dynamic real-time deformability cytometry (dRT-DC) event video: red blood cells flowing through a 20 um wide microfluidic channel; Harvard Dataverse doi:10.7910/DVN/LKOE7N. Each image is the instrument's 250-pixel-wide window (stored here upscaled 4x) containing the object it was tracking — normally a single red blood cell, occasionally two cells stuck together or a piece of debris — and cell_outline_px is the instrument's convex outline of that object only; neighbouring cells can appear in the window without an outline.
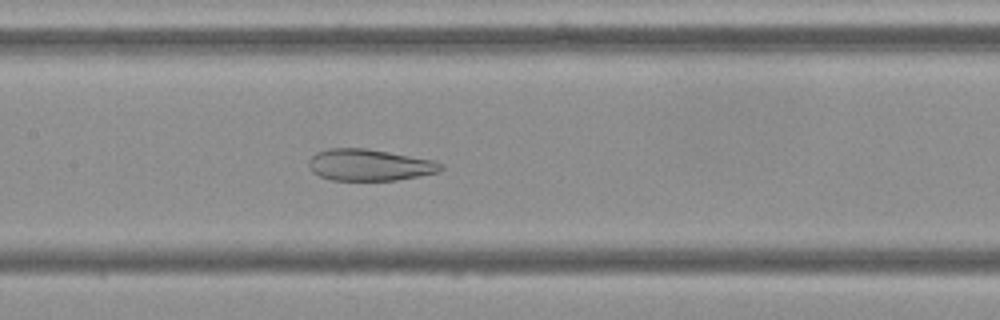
{"species": "Egyptian fruit bat (a non-hibernating species)", "species_latin": "Rousettus aegyptiacus", "temperature_condition": "cold", "stored_images_in_passage": 55, "camera_frame_rate_fps": 3000, "um_per_image_px": 0.085, "frame": {"image": 1, "passage_image": 26, "time_ms": 8.333, "image_size_px": [1000, 320], "cell_outline_px": [[444, 168], [440, 172], [420, 176], [396, 180], [332, 180], [320, 176], [312, 172], [308, 168], [308, 160], [316, 152], [328, 148], [364, 148], [388, 152], [432, 160], [444, 164]], "centroid_in_image_um": [31.39, 14.02], "position_along_channel_um": 176.0, "area_um2": 24.39}}
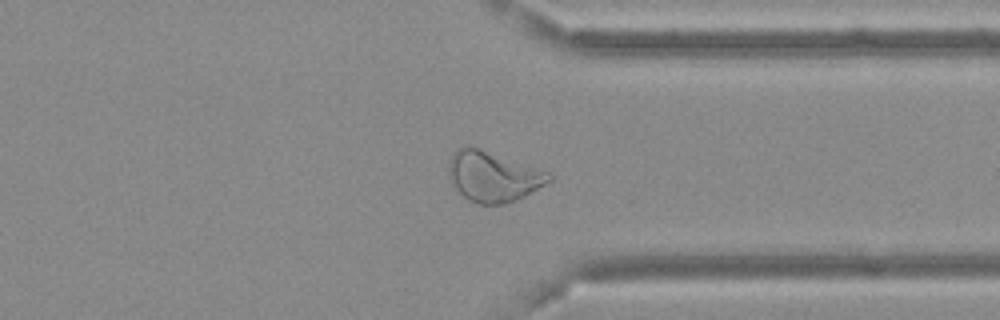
{"frame": {"image": 2, "passage_image": 42, "time_ms": 13.667, "image_size_px": [1000, 320], "cell_outline_px": [[552, 180], [524, 196], [504, 204], [476, 204], [468, 200], [448, 180], [448, 160], [452, 152], [456, 148], [468, 144], [548, 172], [552, 176]], "centroid_in_image_um": [41.83, 14.98], "position_along_channel_um": 369.6, "area_um2": 29.48}}
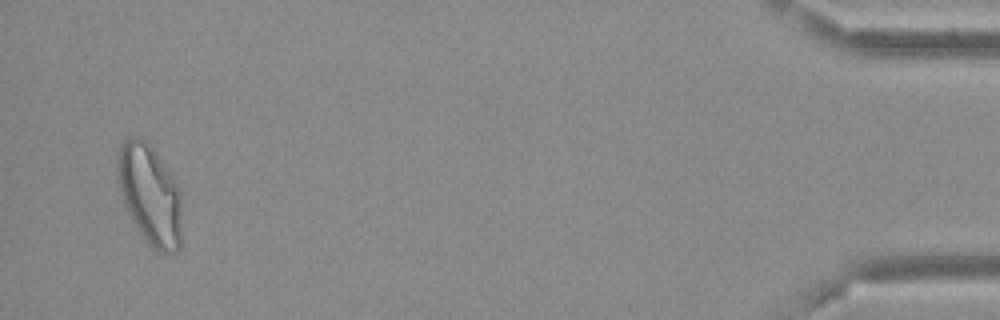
{"frame": {"image": 3, "passage_image": 53, "time_ms": 17.333, "image_size_px": [1000, 320], "cell_outline_px": [[180, 248], [176, 252], [168, 256], [156, 252], [148, 244], [140, 232], [128, 212], [120, 192], [116, 172], [116, 156], [124, 140], [132, 136], [136, 136], [144, 140], [156, 152], [168, 168], [176, 180], [180, 188]], "centroid_in_image_um": [12.74, 16.56], "position_along_channel_um": 422.5, "area_um2": 37.86}}